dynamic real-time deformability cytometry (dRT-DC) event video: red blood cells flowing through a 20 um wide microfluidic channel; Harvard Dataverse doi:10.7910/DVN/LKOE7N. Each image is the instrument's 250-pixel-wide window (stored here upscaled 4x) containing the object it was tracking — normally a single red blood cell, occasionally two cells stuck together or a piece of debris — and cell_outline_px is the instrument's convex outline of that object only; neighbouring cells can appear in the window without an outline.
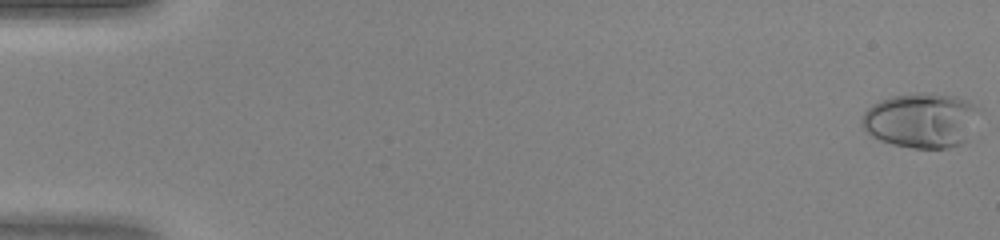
{"species": "human", "species_latin": "Homo sapiens", "temperature_condition": "warm", "stored_images_in_passage": 47, "camera_frame_rate_fps": 3000, "um_per_image_px": 0.085, "donor": {"sex": "female"}, "frame": {"image": 1, "passage_image": 1, "time_ms": 0.0, "image_size_px": [1000, 240], "cell_outline_px": [[980, 108], [968, 140], [960, 144], [948, 148], [912, 148], [892, 144], [880, 140], [872, 136], [860, 124], [860, 120], [864, 112], [872, 104], [880, 100], [892, 96], [916, 92], [932, 92], [956, 96], [968, 100], [976, 104]], "centroid_in_image_um": [78.32, 10.21], "position_along_channel_um": 6.7, "area_um2": 38.09}}
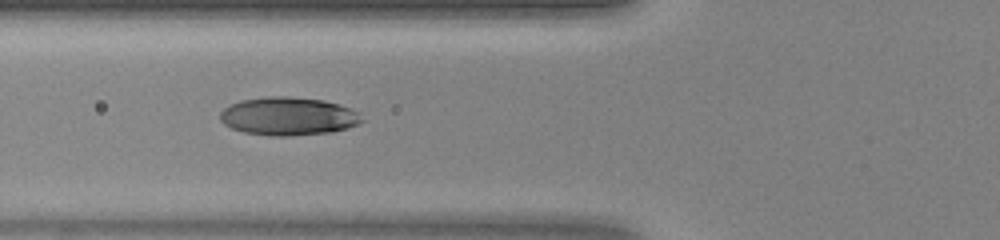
{"frame": {"image": 2, "passage_image": 19, "time_ms": 6.0, "image_size_px": [1000, 240], "cell_outline_px": [[364, 120], [360, 124], [348, 128], [332, 132], [288, 136], [272, 136], [244, 132], [232, 128], [224, 124], [220, 120], [220, 112], [228, 104], [240, 100], [268, 96], [288, 96], [324, 100], [340, 104], [352, 108], [360, 112]], "centroid_in_image_um": [24.54, 9.87], "position_along_channel_um": 101.3, "area_um2": 32.02}}
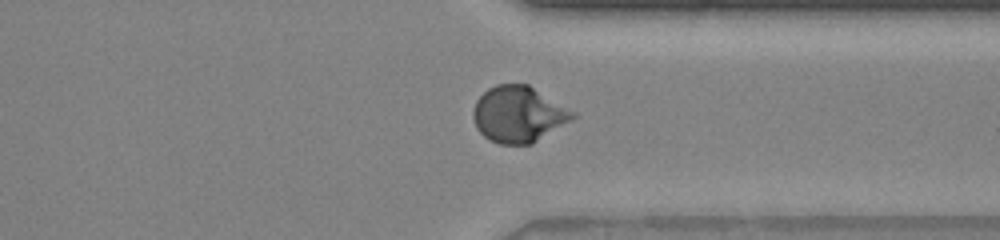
{"frame": {"image": 3, "passage_image": 37, "time_ms": 12.0, "image_size_px": [1000, 240], "cell_outline_px": [[576, 116], [572, 120], [532, 144], [500, 144], [484, 136], [476, 128], [472, 116], [472, 108], [476, 100], [488, 88], [496, 84], [528, 84], [576, 112]], "centroid_in_image_um": [44.06, 9.71], "position_along_channel_um": 367.3, "area_um2": 32.66}}